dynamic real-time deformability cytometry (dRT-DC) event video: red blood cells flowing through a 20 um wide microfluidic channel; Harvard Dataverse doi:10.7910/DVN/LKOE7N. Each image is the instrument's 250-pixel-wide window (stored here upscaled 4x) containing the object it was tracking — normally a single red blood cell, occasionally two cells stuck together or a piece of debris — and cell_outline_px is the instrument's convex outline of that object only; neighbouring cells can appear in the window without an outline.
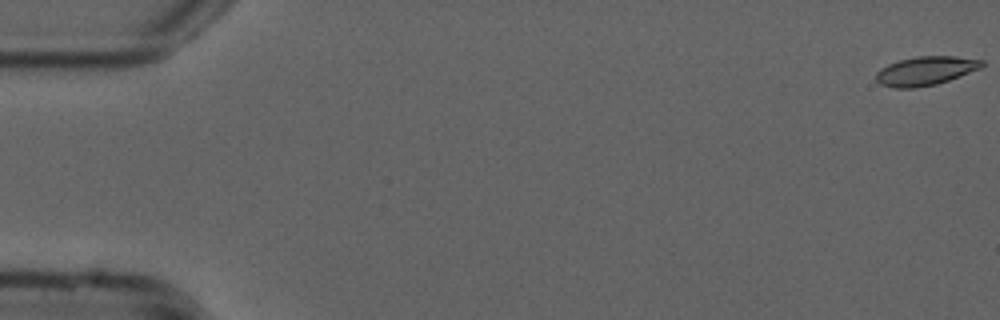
{"species": "common noctule bat (a hibernating species)", "species_latin": "Nyctalus noctula", "temperature_condition": "cold", "stored_images_in_passage": 17, "camera_frame_rate_fps": 3000, "um_per_image_px": 0.085, "animal": {"sex": "male", "forearm_length_mm": 52.5}, "frame": {"image": 1, "passage_image": 1, "time_ms": 0.0, "image_size_px": [1000, 320], "cell_outline_px": [[984, 64], [980, 68], [960, 76], [936, 84], [916, 88], [892, 88], [880, 84], [876, 80], [876, 72], [888, 64], [900, 60], [916, 56], [956, 56], [984, 60]], "centroid_in_image_um": [78.66, 6.02], "position_along_channel_um": 6.3, "area_um2": 17.8}}
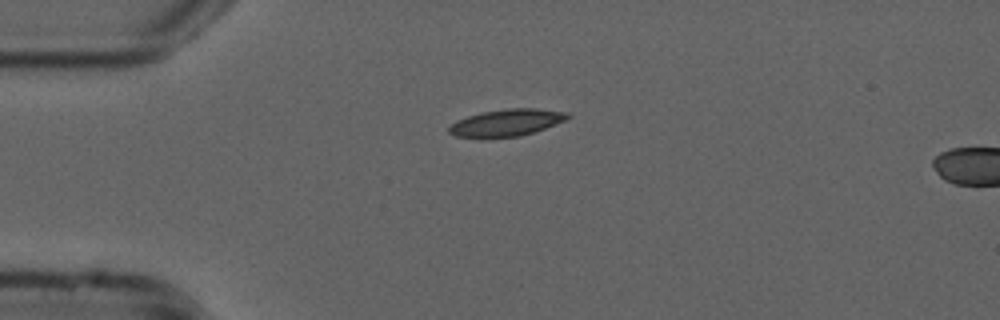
{"frame": {"image": 2, "passage_image": 14, "time_ms": 4.333, "image_size_px": [1000, 320], "cell_outline_px": [[572, 116], [556, 124], [520, 136], [484, 140], [456, 136], [448, 132], [448, 128], [456, 120], [480, 112], [508, 108], [536, 108], [568, 112]], "centroid_in_image_um": [43.0, 10.45], "position_along_channel_um": 42.0, "area_um2": 19.13}}